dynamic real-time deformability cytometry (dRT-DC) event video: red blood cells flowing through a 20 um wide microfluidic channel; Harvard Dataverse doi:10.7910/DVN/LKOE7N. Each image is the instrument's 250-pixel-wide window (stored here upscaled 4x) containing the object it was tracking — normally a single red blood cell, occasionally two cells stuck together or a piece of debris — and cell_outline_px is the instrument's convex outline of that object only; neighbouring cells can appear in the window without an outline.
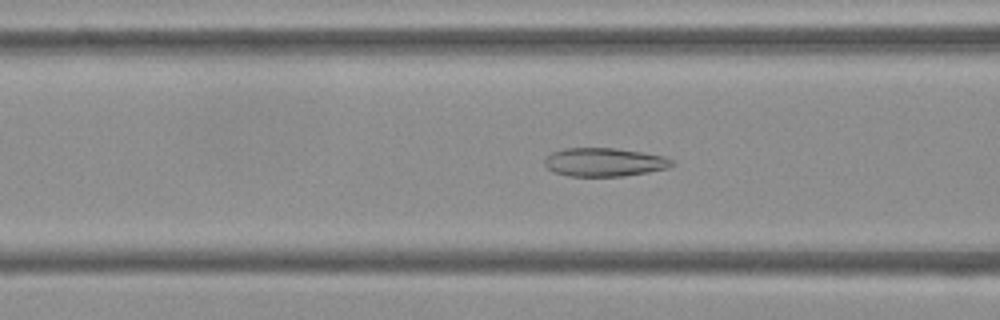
{"species": "Egyptian fruit bat (a non-hibernating species)", "species_latin": "Rousettus aegyptiacus", "temperature_condition": "cold", "stored_images_in_passage": 52, "camera_frame_rate_fps": 3000, "um_per_image_px": 0.085, "frame": {"image": 1, "passage_image": 19, "time_ms": 6.0, "image_size_px": [1000, 320], "cell_outline_px": [[676, 164], [668, 168], [648, 172], [624, 176], [568, 176], [556, 172], [548, 168], [544, 164], [544, 160], [552, 152], [564, 148], [616, 148], [664, 156], [672, 160]], "centroid_in_image_um": [51.38, 13.78], "position_along_channel_um": 115.2, "area_um2": 21.1}}
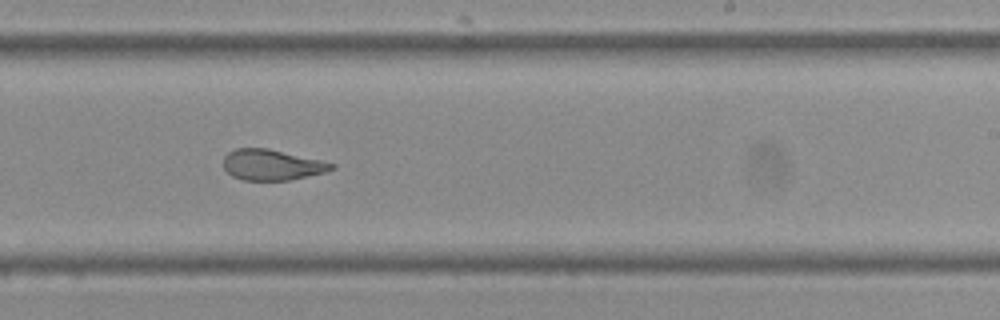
{"frame": {"image": 2, "passage_image": 31, "time_ms": 10.0, "image_size_px": [1000, 320], "cell_outline_px": [[336, 168], [324, 172], [292, 180], [244, 180], [232, 176], [224, 168], [224, 156], [228, 152], [236, 148], [268, 148], [320, 160], [336, 164]], "centroid_in_image_um": [23.11, 14.01], "position_along_channel_um": 265.9, "area_um2": 19.31}}
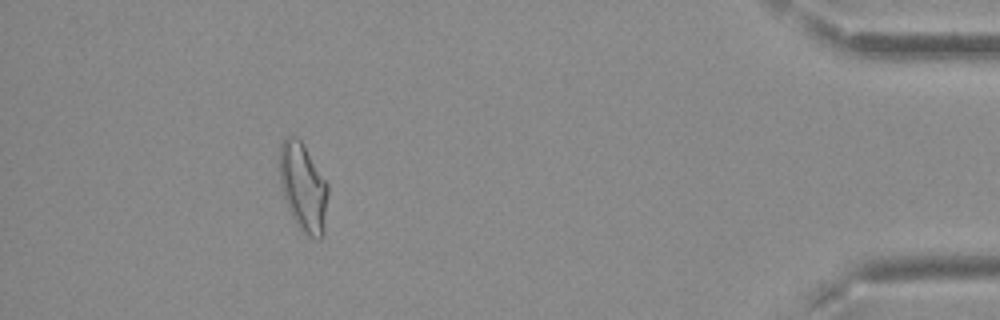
{"frame": {"image": 3, "passage_image": 47, "time_ms": 15.333, "image_size_px": [1000, 320], "cell_outline_px": [[328, 196], [324, 236], [320, 240], [316, 240], [308, 236], [296, 224], [284, 200], [280, 180], [280, 144], [284, 136], [296, 136], [300, 140], [328, 184]], "centroid_in_image_um": [25.78, 15.96], "position_along_channel_um": 409.4, "area_um2": 25.03}, "authors_computed_cell_mechanics": {"area_um2": 22.4264, "velocity_mm_per_s": 3.7647, "shape_relaxation_time_tau1_ms": 8.9525, "shape_relaxation_time_tau2_ms": 1.5236, "deformation_change_tau1": 0.2089, "deformation_change_tau2": 0.0827}}